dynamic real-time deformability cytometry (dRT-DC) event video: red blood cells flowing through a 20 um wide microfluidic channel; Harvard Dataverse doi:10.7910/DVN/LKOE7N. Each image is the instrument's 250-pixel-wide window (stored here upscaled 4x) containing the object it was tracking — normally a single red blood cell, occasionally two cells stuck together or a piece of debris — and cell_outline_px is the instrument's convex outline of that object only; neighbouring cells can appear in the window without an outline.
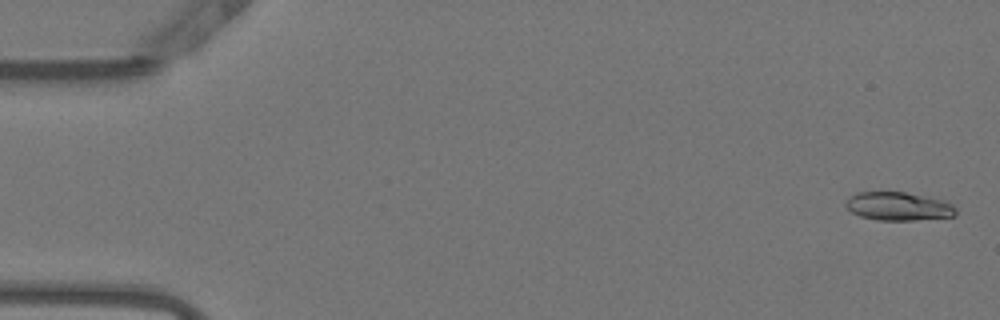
{"species": "Egyptian fruit bat (a non-hibernating species)", "species_latin": "Rousettus aegyptiacus", "temperature_condition": "warm", "stored_images_in_passage": 16, "camera_frame_rate_fps": 3000, "um_per_image_px": 0.085, "animal": {"sex": "female"}, "frame": {"image": 1, "passage_image": 2, "time_ms": 0.333, "image_size_px": [1000, 320], "cell_outline_px": [[956, 216], [916, 220], [880, 220], [860, 216], [852, 212], [844, 204], [856, 192], [904, 192], [944, 200], [952, 204], [956, 208]], "centroid_in_image_um": [76.4, 17.54], "position_along_channel_um": 8.6, "area_um2": 18.09}}
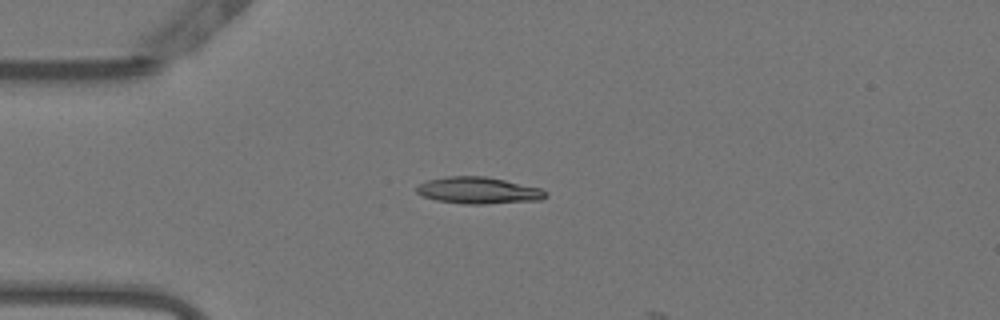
{"frame": {"image": 2, "passage_image": 14, "time_ms": 4.333, "image_size_px": [1000, 320], "cell_outline_px": [[548, 196], [540, 200], [484, 204], [464, 204], [436, 200], [424, 196], [416, 192], [416, 188], [420, 184], [428, 180], [448, 176], [484, 176], [504, 180], [540, 188], [548, 192]], "centroid_in_image_um": [40.68, 16.19], "position_along_channel_um": 44.3, "area_um2": 19.94}}